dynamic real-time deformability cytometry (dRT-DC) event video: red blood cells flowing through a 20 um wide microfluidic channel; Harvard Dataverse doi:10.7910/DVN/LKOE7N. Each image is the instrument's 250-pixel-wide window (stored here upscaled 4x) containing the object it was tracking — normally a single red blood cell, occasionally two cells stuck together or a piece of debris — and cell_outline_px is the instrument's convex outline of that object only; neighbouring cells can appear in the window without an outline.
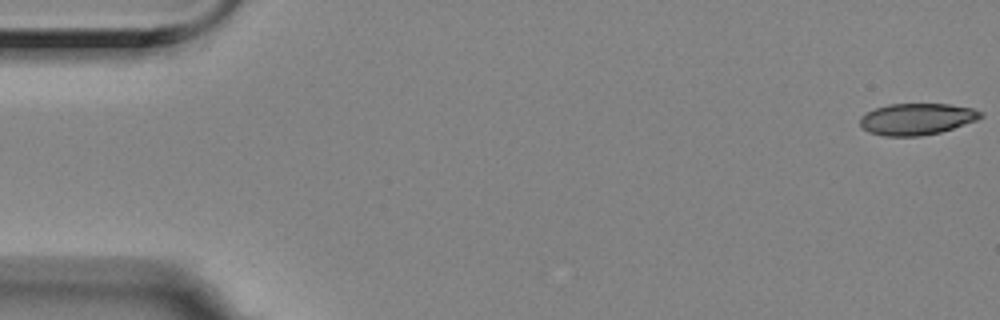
{"species": "Egyptian fruit bat (a non-hibernating species)", "species_latin": "Rousettus aegyptiacus", "temperature_condition": "room temperature", "stored_images_in_passage": 9, "camera_frame_rate_fps": 3000, "um_per_image_px": 0.085, "animal": {"sex": "female"}, "frame": {"image": 1, "passage_image": 1, "time_ms": 0.0, "image_size_px": [1000, 320], "cell_outline_px": [[984, 116], [976, 120], [940, 132], [920, 136], [884, 136], [868, 132], [860, 124], [860, 116], [876, 108], [888, 104], [952, 104], [972, 108], [984, 112]], "centroid_in_image_um": [77.94, 10.11], "position_along_channel_um": 7.1, "area_um2": 22.14}}